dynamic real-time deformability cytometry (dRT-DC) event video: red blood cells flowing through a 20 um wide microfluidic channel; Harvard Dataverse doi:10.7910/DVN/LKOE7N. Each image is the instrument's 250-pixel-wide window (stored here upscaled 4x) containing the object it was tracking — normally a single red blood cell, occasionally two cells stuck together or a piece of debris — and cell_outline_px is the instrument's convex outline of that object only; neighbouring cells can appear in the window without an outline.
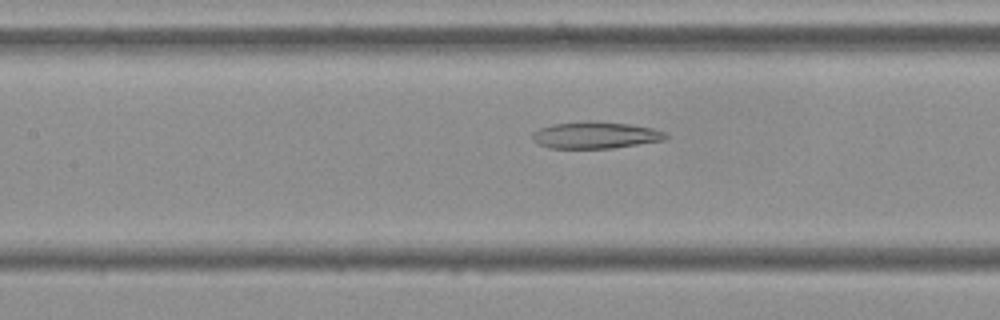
{"species": "Egyptian fruit bat (a non-hibernating species)", "species_latin": "Rousettus aegyptiacus", "temperature_condition": "cold", "stored_images_in_passage": 55, "camera_frame_rate_fps": 3000, "um_per_image_px": 0.085, "frame": {"image": 1, "passage_image": 24, "time_ms": 7.667, "image_size_px": [1000, 320], "cell_outline_px": [[668, 136], [664, 140], [612, 148], [548, 148], [532, 140], [532, 132], [540, 128], [552, 124], [584, 120], [596, 120], [628, 124], [652, 128], [664, 132]], "centroid_in_image_um": [50.57, 11.47], "position_along_channel_um": 156.8, "area_um2": 20.92}}
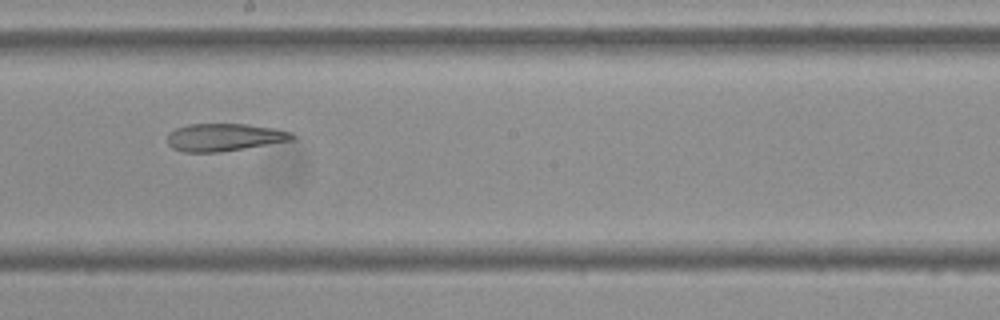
{"frame": {"image": 2, "passage_image": 30, "time_ms": 9.667, "image_size_px": [1000, 320], "cell_outline_px": [[296, 140], [220, 152], [184, 152], [172, 148], [168, 144], [168, 132], [176, 128], [188, 124], [248, 124], [272, 128], [292, 132], [296, 136]], "centroid_in_image_um": [19.09, 11.67], "position_along_channel_um": 229.1, "area_um2": 20.23}}
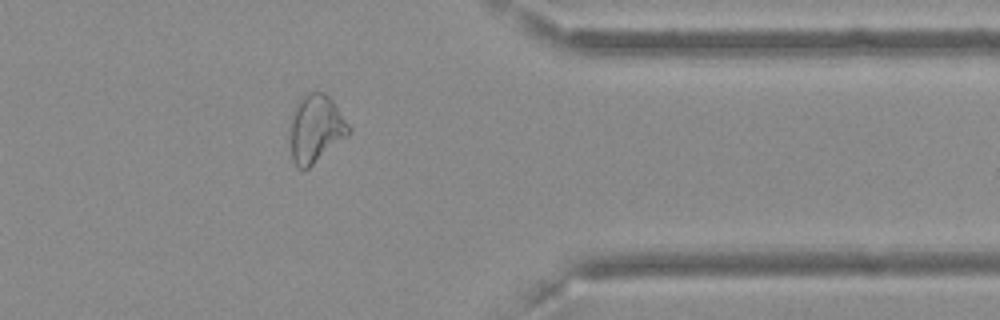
{"frame": {"image": 3, "passage_image": 44, "time_ms": 14.333, "image_size_px": [1000, 320], "cell_outline_px": [[352, 132], [348, 136], [308, 168], [300, 168], [292, 160], [288, 136], [288, 128], [292, 108], [296, 100], [300, 96], [308, 92], [324, 92], [332, 100], [352, 128]], "centroid_in_image_um": [26.79, 10.9], "position_along_channel_um": 384.6, "area_um2": 23.93}, "authors_computed_cell_mechanics": {"area_um2": 24.7384, "velocity_mm_per_s": 3.63, "shape_relaxation_time_tau1_ms": null, "shape_relaxation_time_tau2_ms": 7.5231, "deformation_change_tau1": null, "deformation_change_tau2": 0.2023}}